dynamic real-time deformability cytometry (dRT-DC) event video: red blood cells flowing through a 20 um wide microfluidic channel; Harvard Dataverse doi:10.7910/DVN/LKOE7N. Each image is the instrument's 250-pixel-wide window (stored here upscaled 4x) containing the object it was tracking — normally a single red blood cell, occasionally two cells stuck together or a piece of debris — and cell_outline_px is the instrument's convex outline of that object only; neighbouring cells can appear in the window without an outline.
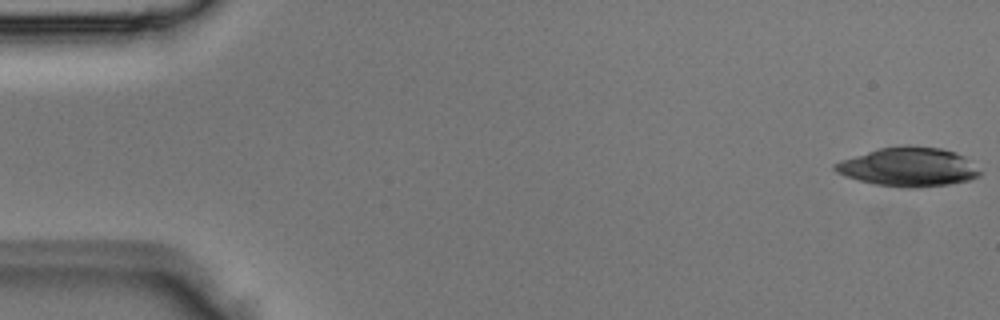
{"species": "Egyptian fruit bat (a non-hibernating species)", "species_latin": "Rousettus aegyptiacus", "temperature_condition": "room temperature", "stored_images_in_passage": 4, "camera_frame_rate_fps": 3000, "um_per_image_px": 0.085, "animal": {"sex": "male"}, "frame": {"image": 1, "passage_image": 1, "time_ms": 0.0, "image_size_px": [1000, 320], "cell_outline_px": [[980, 176], [968, 180], [948, 184], [912, 188], [908, 188], [876, 184], [844, 176], [836, 172], [832, 168], [832, 164], [880, 148], [908, 144], [940, 148], [956, 152], [964, 156], [980, 172]], "centroid_in_image_um": [77.22, 14.18], "position_along_channel_um": 7.8, "area_um2": 32.54}}
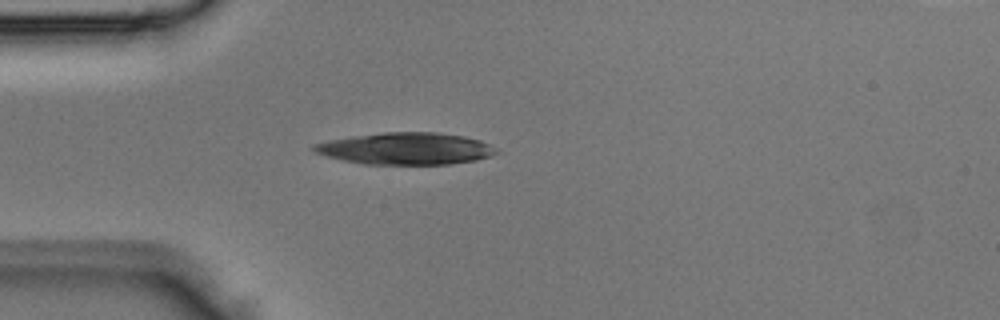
{"frame": {"image": 2, "passage_image": 4, "time_ms": 1.0, "image_size_px": [1000, 320], "cell_outline_px": [[500, 152], [476, 160], [452, 164], [364, 164], [344, 160], [328, 156], [316, 152], [312, 148], [312, 144], [328, 140], [384, 132], [436, 132], [464, 136], [480, 140], [496, 148]], "centroid_in_image_um": [34.52, 12.63], "position_along_channel_um": 50.5, "area_um2": 33.7}}